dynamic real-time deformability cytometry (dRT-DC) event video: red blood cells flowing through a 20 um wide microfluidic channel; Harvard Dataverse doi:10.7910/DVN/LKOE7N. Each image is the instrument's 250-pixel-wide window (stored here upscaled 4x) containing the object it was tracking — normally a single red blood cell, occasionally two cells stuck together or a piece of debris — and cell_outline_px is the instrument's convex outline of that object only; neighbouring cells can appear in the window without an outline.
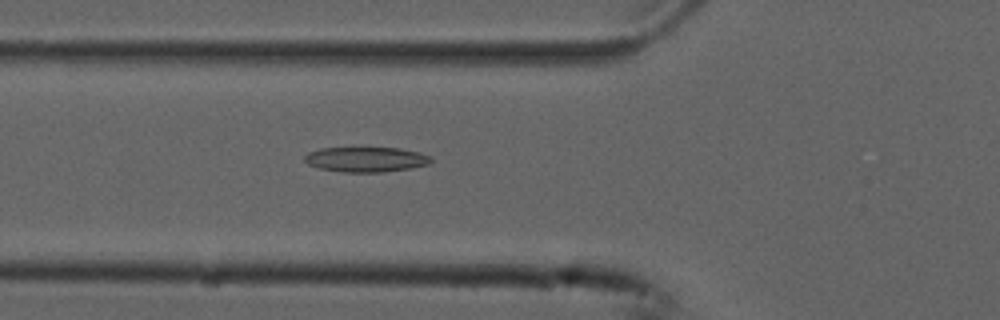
{"species": "common noctule bat (a hibernating species)", "species_latin": "Nyctalus noctula", "temperature_condition": "cold", "stored_images_in_passage": 53, "camera_frame_rate_fps": 3000, "um_per_image_px": 0.085, "animal": {"sex": "male", "forearm_length_mm": 52.5}, "frame": {"image": 1, "passage_image": 18, "time_ms": 5.667, "image_size_px": [1000, 320], "cell_outline_px": [[432, 160], [428, 164], [412, 168], [384, 172], [340, 172], [320, 168], [308, 164], [304, 160], [304, 156], [308, 152], [320, 148], [400, 148], [420, 152], [432, 156]], "centroid_in_image_um": [31.13, 13.55], "position_along_channel_um": 94.7, "area_um2": 18.55}}
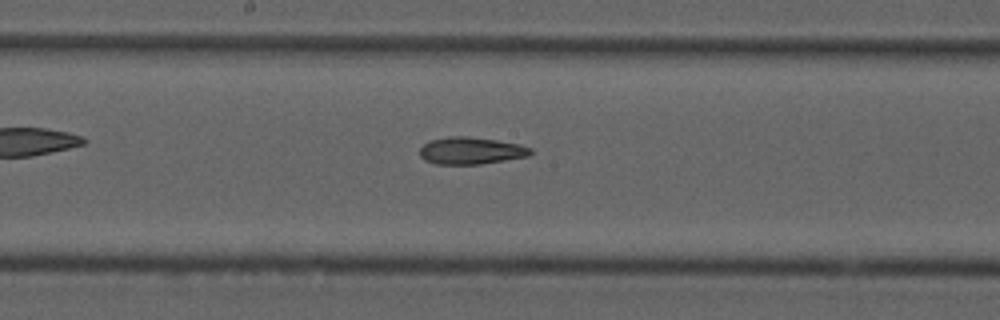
{"frame": {"image": 2, "passage_image": 27, "time_ms": 8.667, "image_size_px": [1000, 320], "cell_outline_px": [[532, 152], [528, 156], [480, 164], [436, 164], [424, 160], [420, 156], [420, 148], [424, 144], [432, 140], [448, 136], [464, 136], [496, 140], [520, 144], [532, 148]], "centroid_in_image_um": [40.02, 12.81], "position_along_channel_um": 208.2, "area_um2": 17.4}}
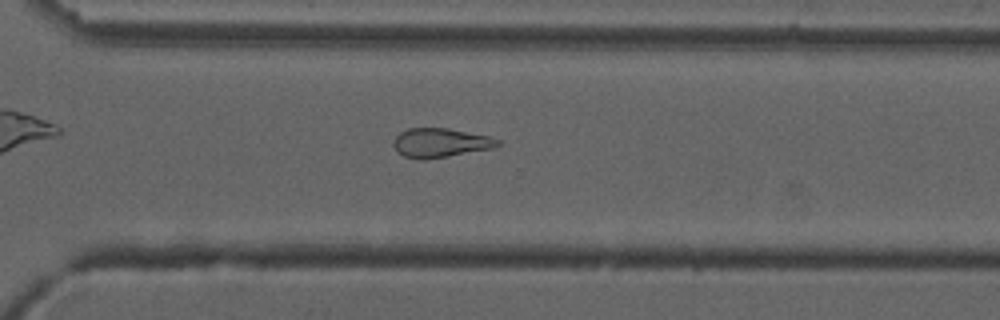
{"frame": {"image": 3, "passage_image": 37, "time_ms": 12.0, "image_size_px": [1000, 320], "cell_outline_px": [[500, 144], [492, 148], [448, 156], [424, 160], [420, 160], [404, 156], [392, 144], [396, 136], [400, 132], [408, 128], [448, 128], [488, 136], [500, 140]], "centroid_in_image_um": [37.42, 12.13], "position_along_channel_um": 333.2, "area_um2": 17.51}, "authors_computed_cell_mechanics": {"area_um2": 19.1896, "velocity_mm_per_s": 3.7676, "shape_relaxation_time_tau1_ms": null, "shape_relaxation_time_tau2_ms": 6.563, "deformation_change_tau1": null, "deformation_change_tau2": 0.1676}}